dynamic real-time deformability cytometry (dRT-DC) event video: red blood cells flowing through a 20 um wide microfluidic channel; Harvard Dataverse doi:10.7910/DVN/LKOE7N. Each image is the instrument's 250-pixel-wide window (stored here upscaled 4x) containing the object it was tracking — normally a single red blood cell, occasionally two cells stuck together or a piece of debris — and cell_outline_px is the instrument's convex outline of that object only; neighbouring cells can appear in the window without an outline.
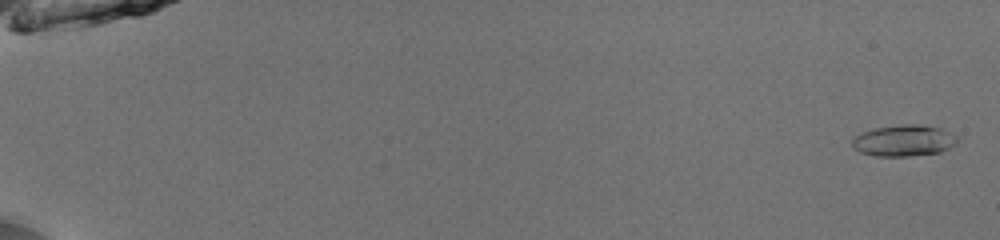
{"species": "common noctule bat (a hibernating species)", "species_latin": "Nyctalus noctula", "temperature_condition": "room temperature", "stored_images_in_passage": 53, "camera_frame_rate_fps": 3000, "um_per_image_px": 0.085, "animal": {"sex": "male", "body_mass_g": 13.0, "forearm_length_mm": 53.1}, "frame": {"image": 1, "passage_image": 2, "time_ms": 0.333, "image_size_px": [1000, 240], "cell_outline_px": [[960, 140], [956, 144], [940, 152], [908, 156], [876, 156], [860, 152], [852, 148], [852, 140], [856, 136], [864, 132], [876, 128], [904, 124], [916, 124], [944, 128], [956, 136]], "centroid_in_image_um": [76.86, 11.95], "position_along_channel_um": 8.1, "area_um2": 19.19}}
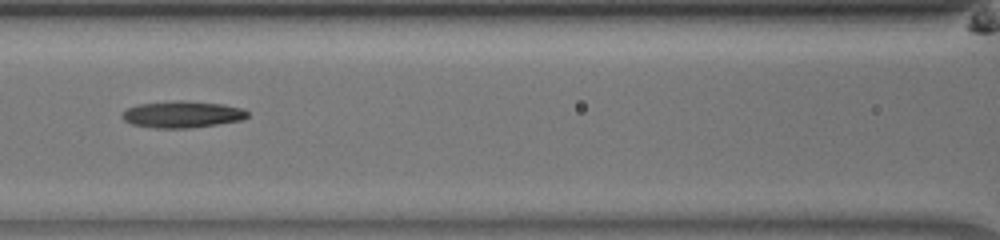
{"frame": {"image": 2, "passage_image": 27, "time_ms": 8.667, "image_size_px": [1000, 240], "cell_outline_px": [[248, 116], [244, 120], [192, 128], [152, 128], [132, 124], [124, 120], [120, 116], [120, 112], [128, 108], [140, 104], [176, 100], [180, 100], [224, 104], [244, 108], [248, 112]], "centroid_in_image_um": [15.5, 9.72], "position_along_channel_um": 151.1, "area_um2": 19.77}}
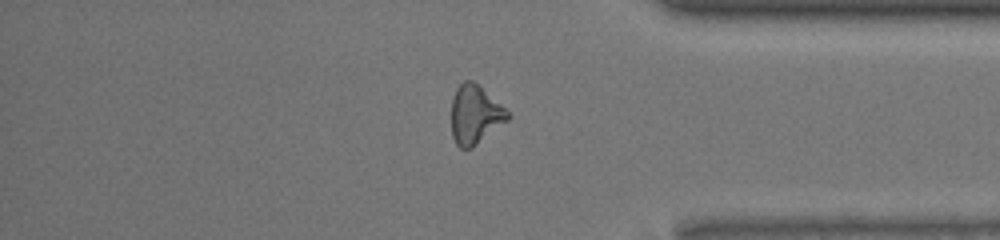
{"frame": {"image": 3, "passage_image": 46, "time_ms": 15.0, "image_size_px": [1000, 240], "cell_outline_px": [[512, 116], [508, 120], [472, 148], [460, 148], [456, 144], [452, 136], [452, 100], [456, 88], [464, 80], [472, 80], [500, 104]], "centroid_in_image_um": [40.37, 9.76], "position_along_channel_um": 394.8, "area_um2": 19.02}, "authors_computed_cell_mechanics": {"area_um2": 18.8428, "velocity_mm_per_s": 3.9915, "shape_relaxation_time_tau1_ms": 7.6806, "shape_relaxation_time_tau2_ms": 7.774, "deformation_change_tau1": 0.2071, "deformation_change_tau2": 0.2118}}